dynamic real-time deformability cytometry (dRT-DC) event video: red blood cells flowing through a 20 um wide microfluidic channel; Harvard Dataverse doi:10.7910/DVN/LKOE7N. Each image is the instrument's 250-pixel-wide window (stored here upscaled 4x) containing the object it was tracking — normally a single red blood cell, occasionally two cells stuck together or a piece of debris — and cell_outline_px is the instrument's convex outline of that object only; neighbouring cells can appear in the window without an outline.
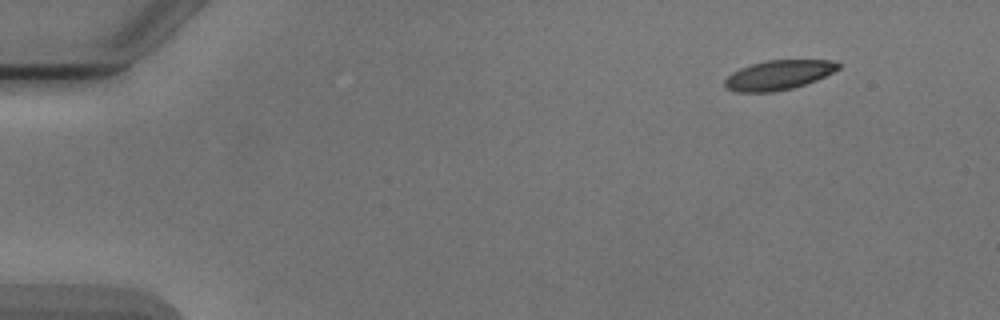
{"species": "Egyptian fruit bat (a non-hibernating species)", "species_latin": "Rousettus aegyptiacus", "temperature_condition": "cold", "stored_images_in_passage": 5, "camera_frame_rate_fps": 3000, "um_per_image_px": 0.085, "animal": {"sex": "male"}, "frame": {"image": 1, "passage_image": 1, "time_ms": 0.0, "image_size_px": [1000, 320], "cell_outline_px": [[840, 68], [816, 80], [792, 88], [772, 92], [736, 92], [724, 88], [724, 80], [732, 72], [740, 68], [752, 64], [768, 60], [828, 60], [840, 64]], "centroid_in_image_um": [66.12, 6.38], "position_along_channel_um": 18.9, "area_um2": 19.42}}
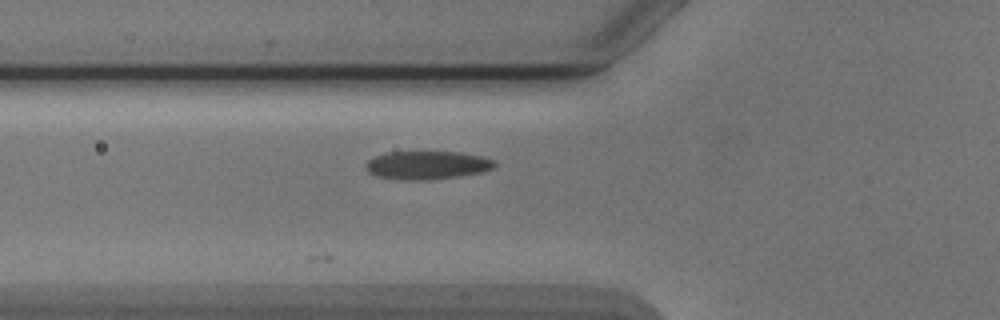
{"frame": {"image": 2, "passage_image": 5, "time_ms": 4.667, "image_size_px": [1000, 320], "cell_outline_px": [[496, 164], [492, 168], [484, 172], [460, 176], [428, 180], [404, 180], [376, 176], [368, 172], [364, 164], [368, 160], [376, 156], [388, 152], [460, 152], [480, 156], [492, 160]], "centroid_in_image_um": [36.29, 14.04], "position_along_channel_um": 89.5, "area_um2": 21.21}}